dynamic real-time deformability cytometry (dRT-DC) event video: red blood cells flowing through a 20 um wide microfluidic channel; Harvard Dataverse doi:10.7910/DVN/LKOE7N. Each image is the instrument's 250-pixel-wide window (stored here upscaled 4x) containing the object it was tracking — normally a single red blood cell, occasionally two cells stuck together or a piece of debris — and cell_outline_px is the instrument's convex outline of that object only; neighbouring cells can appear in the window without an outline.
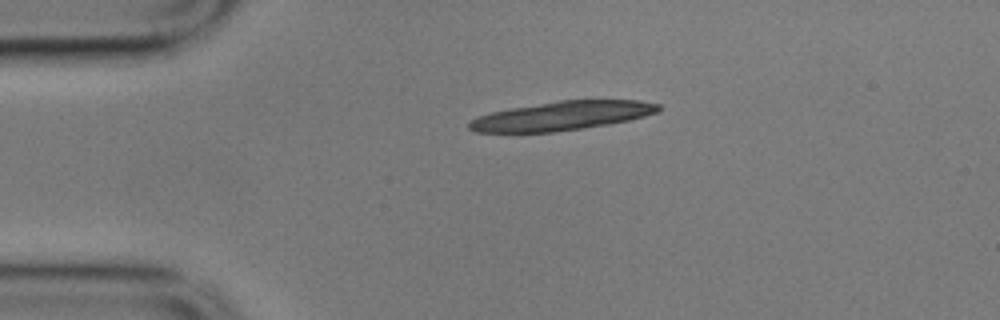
{"species": "common noctule bat (a hibernating species)", "species_latin": "Nyctalus noctula", "temperature_condition": "cold", "stored_images_in_passage": 8, "camera_frame_rate_fps": 3000, "um_per_image_px": 0.085, "animal": {"sex": "male", "body_mass_g": 17.9}, "frame": {"image": 1, "passage_image": 1, "time_ms": 0.0, "image_size_px": [1000, 320], "cell_outline_px": [[660, 112], [628, 120], [608, 124], [552, 132], [476, 132], [468, 128], [468, 124], [472, 120], [480, 116], [492, 112], [512, 108], [560, 100], [640, 100], [660, 104]], "centroid_in_image_um": [47.81, 9.84], "position_along_channel_um": 37.2, "area_um2": 31.5}}